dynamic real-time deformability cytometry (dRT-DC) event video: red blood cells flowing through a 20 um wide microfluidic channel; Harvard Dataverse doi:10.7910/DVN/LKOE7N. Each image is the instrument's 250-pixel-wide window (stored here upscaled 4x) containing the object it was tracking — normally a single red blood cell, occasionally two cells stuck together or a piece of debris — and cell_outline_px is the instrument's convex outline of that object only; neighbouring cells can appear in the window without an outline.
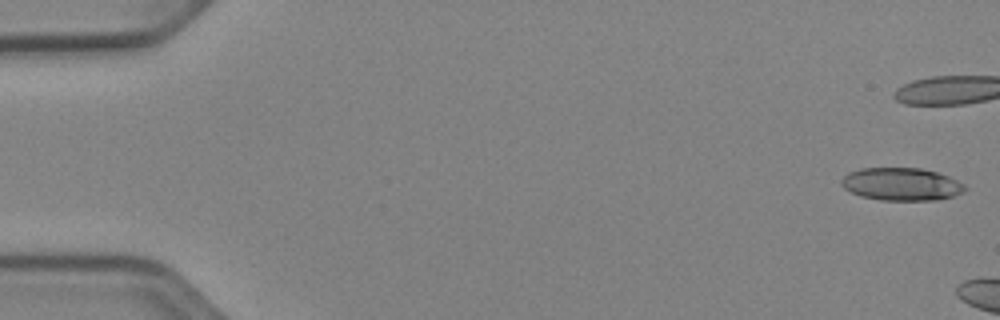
{"species": "Egyptian fruit bat (a non-hibernating species)", "species_latin": "Rousettus aegyptiacus", "temperature_condition": "cold", "stored_images_in_passage": 6, "camera_frame_rate_fps": 3000, "um_per_image_px": 0.085, "animal": {"sex": "female"}, "frame": {"image": 1, "passage_image": 1, "time_ms": 0.0, "image_size_px": [1000, 320], "cell_outline_px": [[968, 188], [964, 192], [952, 196], [936, 200], [880, 200], [860, 196], [844, 188], [840, 184], [840, 180], [848, 172], [864, 168], [920, 168], [936, 172], [948, 176], [964, 184]], "centroid_in_image_um": [76.61, 15.65], "position_along_channel_um": 8.4, "area_um2": 23.58}}